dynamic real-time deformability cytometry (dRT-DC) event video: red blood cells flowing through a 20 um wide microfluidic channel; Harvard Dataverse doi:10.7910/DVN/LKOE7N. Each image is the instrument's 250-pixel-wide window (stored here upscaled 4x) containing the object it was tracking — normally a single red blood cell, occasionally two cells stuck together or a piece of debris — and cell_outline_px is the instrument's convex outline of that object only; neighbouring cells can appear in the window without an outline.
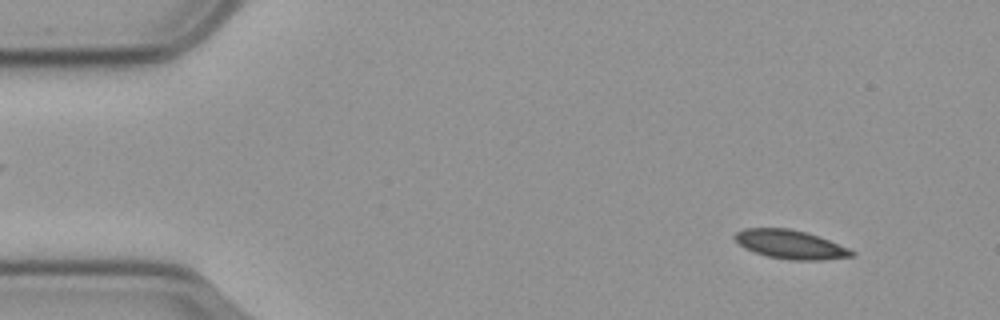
{"species": "common noctule bat (a hibernating species)", "species_latin": "Nyctalus noctula", "temperature_condition": "cold", "stored_images_in_passage": 11, "camera_frame_rate_fps": 3000, "um_per_image_px": 0.085, "animal": {"sex": "male", "body_mass_g": 23.1, "forearm_length_mm": 52.7}, "frame": {"image": 1, "passage_image": 5, "time_ms": 1.333, "image_size_px": [1000, 320], "cell_outline_px": [[856, 252], [852, 256], [820, 260], [792, 260], [768, 256], [744, 248], [732, 236], [736, 232], [744, 228], [788, 228], [808, 232], [820, 236], [848, 248]], "centroid_in_image_um": [67.18, 20.76], "position_along_channel_um": 17.8, "area_um2": 19.54}}